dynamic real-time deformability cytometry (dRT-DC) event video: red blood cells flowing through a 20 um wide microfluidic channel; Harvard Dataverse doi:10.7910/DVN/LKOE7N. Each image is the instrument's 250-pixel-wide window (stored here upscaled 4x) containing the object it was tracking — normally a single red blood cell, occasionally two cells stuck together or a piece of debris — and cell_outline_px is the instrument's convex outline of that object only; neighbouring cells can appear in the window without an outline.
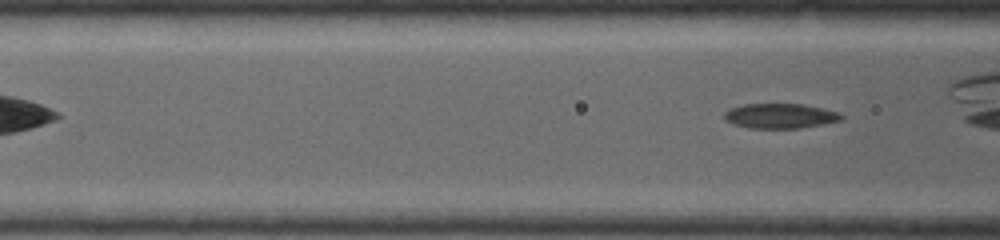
{"species": "common noctule bat (a hibernating species)", "species_latin": "Nyctalus noctula", "temperature_condition": "warm", "stored_images_in_passage": 3, "camera_frame_rate_fps": 5000, "um_per_image_px": 0.085, "animal": {"sex": "female", "body_mass_g": 19.0, "forearm_length_mm": 53.3}, "frame": {"image": 1, "passage_image": 3, "time_ms": 1.4, "image_size_px": [1000, 240], "cell_outline_px": [[844, 116], [840, 120], [800, 128], [748, 128], [732, 124], [724, 120], [724, 112], [728, 108], [744, 104], [800, 104], [840, 112]], "centroid_in_image_um": [66.24, 9.85], "position_along_channel_um": 100.4, "area_um2": 16.94}}